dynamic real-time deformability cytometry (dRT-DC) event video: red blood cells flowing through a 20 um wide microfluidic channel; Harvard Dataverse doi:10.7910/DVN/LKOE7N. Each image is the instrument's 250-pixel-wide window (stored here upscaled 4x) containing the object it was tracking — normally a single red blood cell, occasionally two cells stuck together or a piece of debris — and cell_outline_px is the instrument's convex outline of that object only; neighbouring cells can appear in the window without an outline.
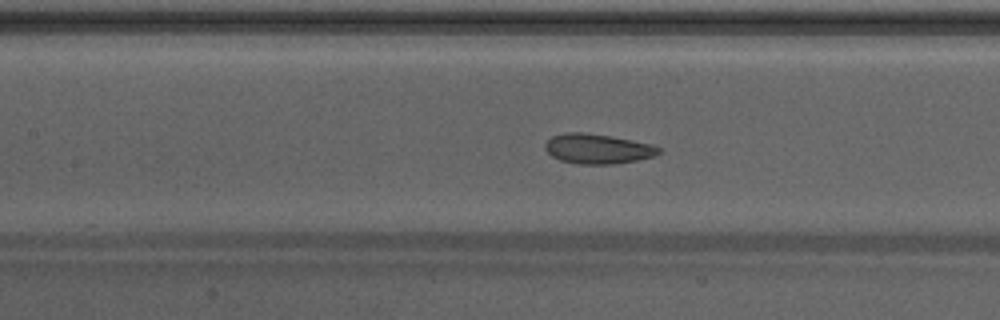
{"species": "Egyptian fruit bat (a non-hibernating species)", "species_latin": "Rousettus aegyptiacus", "temperature_condition": "warm", "stored_images_in_passage": 49, "camera_frame_rate_fps": 3000, "um_per_image_px": 0.085, "animal": {"sex": "male"}, "frame": {"image": 1, "passage_image": 22, "time_ms": 7.0, "image_size_px": [1000, 320], "cell_outline_px": [[660, 152], [652, 156], [636, 160], [612, 164], [576, 164], [560, 160], [552, 156], [544, 148], [544, 144], [552, 136], [564, 132], [580, 132], [608, 136], [648, 144], [660, 148]], "centroid_in_image_um": [50.71, 12.65], "position_along_channel_um": 156.7, "area_um2": 19.36}, "authors_computed_cell_mechanics": {"area_um2": 20.9814, "velocity_mm_per_s": 4.2466, "shape_relaxation_time_tau1_ms": 3.5934, "shape_relaxation_time_tau2_ms": 1.098, "deformation_change_tau1": 0.0928, "deformation_change_tau2": 0.0681}}